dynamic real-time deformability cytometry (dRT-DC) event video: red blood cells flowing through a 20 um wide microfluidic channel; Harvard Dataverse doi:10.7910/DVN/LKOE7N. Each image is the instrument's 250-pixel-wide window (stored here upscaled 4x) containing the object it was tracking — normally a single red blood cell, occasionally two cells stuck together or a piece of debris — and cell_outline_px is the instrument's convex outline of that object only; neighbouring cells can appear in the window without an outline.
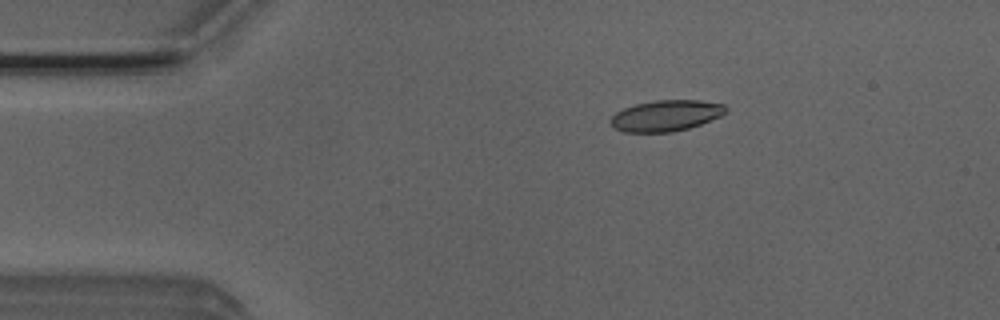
{"species": "Egyptian fruit bat (a non-hibernating species)", "species_latin": "Rousettus aegyptiacus", "temperature_condition": "room temperature", "stored_images_in_passage": 4, "camera_frame_rate_fps": 3000, "um_per_image_px": 0.085, "animal": {"sex": "male"}, "frame": {"image": 1, "passage_image": 2, "time_ms": 0.333, "image_size_px": [1000, 320], "cell_outline_px": [[728, 112], [720, 116], [700, 124], [688, 128], [672, 132], [624, 132], [616, 128], [608, 120], [616, 112], [624, 108], [636, 104], [656, 100], [700, 100], [724, 104], [728, 108]], "centroid_in_image_um": [56.63, 9.82], "position_along_channel_um": 28.4, "area_um2": 20.81}}
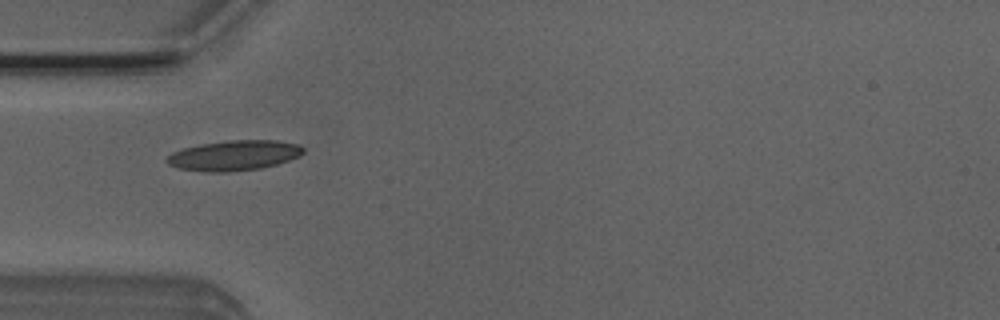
{"frame": {"image": 2, "passage_image": 4, "time_ms": 1.0, "image_size_px": [1000, 320], "cell_outline_px": [[304, 152], [300, 156], [276, 164], [260, 168], [228, 172], [204, 172], [180, 168], [168, 164], [164, 160], [172, 152], [184, 148], [200, 144], [228, 140], [276, 140], [300, 144], [304, 148]], "centroid_in_image_um": [19.9, 13.2], "position_along_channel_um": 65.1, "area_um2": 24.04}}